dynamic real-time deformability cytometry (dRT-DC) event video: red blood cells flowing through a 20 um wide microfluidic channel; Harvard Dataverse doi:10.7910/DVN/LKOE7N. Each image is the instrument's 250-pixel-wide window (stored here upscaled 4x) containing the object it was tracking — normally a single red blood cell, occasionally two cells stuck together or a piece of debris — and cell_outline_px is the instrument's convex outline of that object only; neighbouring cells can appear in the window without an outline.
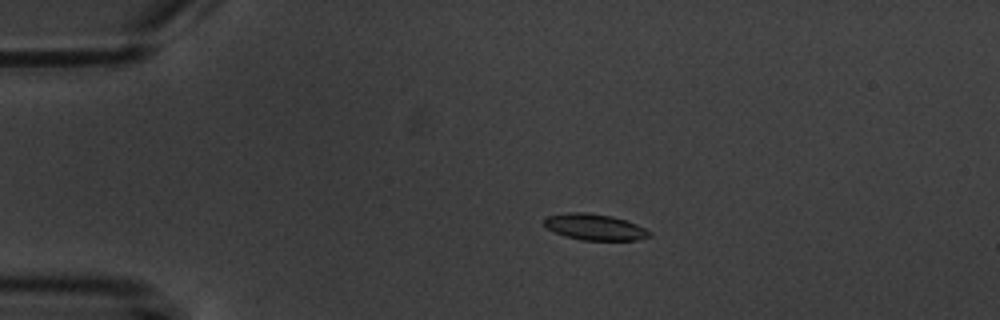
{"species": "common noctule bat (a hibernating species)", "species_latin": "Nyctalus noctula", "temperature_condition": "warm", "stored_images_in_passage": 5, "camera_frame_rate_fps": 3000, "um_per_image_px": 0.085, "animal": {"sex": "male", "body_mass_g": 20.1, "forearm_length_mm": 53.5}, "frame": {"image": 1, "passage_image": 4, "time_ms": 3.333, "image_size_px": [1000, 320], "cell_outline_px": [[652, 236], [636, 240], [580, 240], [564, 236], [548, 228], [544, 224], [544, 220], [548, 216], [568, 212], [588, 212], [612, 216], [636, 224], [652, 232]], "centroid_in_image_um": [50.57, 19.3], "position_along_channel_um": 34.4, "area_um2": 16.01}}